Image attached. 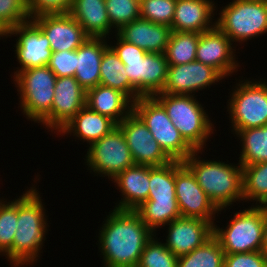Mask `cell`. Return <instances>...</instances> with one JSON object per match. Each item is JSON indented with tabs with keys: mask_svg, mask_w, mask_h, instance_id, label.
I'll list each match as a JSON object with an SVG mask.
<instances>
[{
	"mask_svg": "<svg viewBox=\"0 0 267 267\" xmlns=\"http://www.w3.org/2000/svg\"><path fill=\"white\" fill-rule=\"evenodd\" d=\"M264 206L252 205L234 214L225 229L214 224L213 235L225 254L262 250Z\"/></svg>",
	"mask_w": 267,
	"mask_h": 267,
	"instance_id": "obj_8",
	"label": "cell"
},
{
	"mask_svg": "<svg viewBox=\"0 0 267 267\" xmlns=\"http://www.w3.org/2000/svg\"><path fill=\"white\" fill-rule=\"evenodd\" d=\"M69 14L89 37L106 38L112 30L105 0H74Z\"/></svg>",
	"mask_w": 267,
	"mask_h": 267,
	"instance_id": "obj_25",
	"label": "cell"
},
{
	"mask_svg": "<svg viewBox=\"0 0 267 267\" xmlns=\"http://www.w3.org/2000/svg\"><path fill=\"white\" fill-rule=\"evenodd\" d=\"M108 47L105 38L89 37L76 49L74 78L85 91L100 84V64L102 55Z\"/></svg>",
	"mask_w": 267,
	"mask_h": 267,
	"instance_id": "obj_22",
	"label": "cell"
},
{
	"mask_svg": "<svg viewBox=\"0 0 267 267\" xmlns=\"http://www.w3.org/2000/svg\"><path fill=\"white\" fill-rule=\"evenodd\" d=\"M153 97L164 107L184 140L194 150L203 152L209 135L214 131V125L196 96L160 92Z\"/></svg>",
	"mask_w": 267,
	"mask_h": 267,
	"instance_id": "obj_4",
	"label": "cell"
},
{
	"mask_svg": "<svg viewBox=\"0 0 267 267\" xmlns=\"http://www.w3.org/2000/svg\"><path fill=\"white\" fill-rule=\"evenodd\" d=\"M113 211V212H112ZM99 229L105 267H137L145 244L154 233L134 210L113 209Z\"/></svg>",
	"mask_w": 267,
	"mask_h": 267,
	"instance_id": "obj_1",
	"label": "cell"
},
{
	"mask_svg": "<svg viewBox=\"0 0 267 267\" xmlns=\"http://www.w3.org/2000/svg\"><path fill=\"white\" fill-rule=\"evenodd\" d=\"M224 267H267V257L262 251L225 254Z\"/></svg>",
	"mask_w": 267,
	"mask_h": 267,
	"instance_id": "obj_42",
	"label": "cell"
},
{
	"mask_svg": "<svg viewBox=\"0 0 267 267\" xmlns=\"http://www.w3.org/2000/svg\"><path fill=\"white\" fill-rule=\"evenodd\" d=\"M242 149L239 164L247 166L267 161V125L239 130Z\"/></svg>",
	"mask_w": 267,
	"mask_h": 267,
	"instance_id": "obj_28",
	"label": "cell"
},
{
	"mask_svg": "<svg viewBox=\"0 0 267 267\" xmlns=\"http://www.w3.org/2000/svg\"><path fill=\"white\" fill-rule=\"evenodd\" d=\"M150 188L146 201H177L175 193V160L164 166H150Z\"/></svg>",
	"mask_w": 267,
	"mask_h": 267,
	"instance_id": "obj_33",
	"label": "cell"
},
{
	"mask_svg": "<svg viewBox=\"0 0 267 267\" xmlns=\"http://www.w3.org/2000/svg\"><path fill=\"white\" fill-rule=\"evenodd\" d=\"M213 2L212 0H177L171 30L202 33L213 29L215 21L212 20L216 10Z\"/></svg>",
	"mask_w": 267,
	"mask_h": 267,
	"instance_id": "obj_19",
	"label": "cell"
},
{
	"mask_svg": "<svg viewBox=\"0 0 267 267\" xmlns=\"http://www.w3.org/2000/svg\"><path fill=\"white\" fill-rule=\"evenodd\" d=\"M154 237L145 244L137 267H177L179 257Z\"/></svg>",
	"mask_w": 267,
	"mask_h": 267,
	"instance_id": "obj_36",
	"label": "cell"
},
{
	"mask_svg": "<svg viewBox=\"0 0 267 267\" xmlns=\"http://www.w3.org/2000/svg\"><path fill=\"white\" fill-rule=\"evenodd\" d=\"M118 126L124 134L135 164L158 167L173 161L133 111Z\"/></svg>",
	"mask_w": 267,
	"mask_h": 267,
	"instance_id": "obj_12",
	"label": "cell"
},
{
	"mask_svg": "<svg viewBox=\"0 0 267 267\" xmlns=\"http://www.w3.org/2000/svg\"><path fill=\"white\" fill-rule=\"evenodd\" d=\"M175 193L181 217L214 222L219 209L199 186L192 171L178 160H175Z\"/></svg>",
	"mask_w": 267,
	"mask_h": 267,
	"instance_id": "obj_11",
	"label": "cell"
},
{
	"mask_svg": "<svg viewBox=\"0 0 267 267\" xmlns=\"http://www.w3.org/2000/svg\"><path fill=\"white\" fill-rule=\"evenodd\" d=\"M232 44L228 36L216 26L202 32L196 50V61L214 68L223 78L231 76L239 67L235 60V46H231Z\"/></svg>",
	"mask_w": 267,
	"mask_h": 267,
	"instance_id": "obj_15",
	"label": "cell"
},
{
	"mask_svg": "<svg viewBox=\"0 0 267 267\" xmlns=\"http://www.w3.org/2000/svg\"><path fill=\"white\" fill-rule=\"evenodd\" d=\"M100 84L119 90L124 93L134 103L142 97L130 84L125 65L118 55L109 46L102 55L100 64Z\"/></svg>",
	"mask_w": 267,
	"mask_h": 267,
	"instance_id": "obj_26",
	"label": "cell"
},
{
	"mask_svg": "<svg viewBox=\"0 0 267 267\" xmlns=\"http://www.w3.org/2000/svg\"><path fill=\"white\" fill-rule=\"evenodd\" d=\"M200 33L172 31L165 50L168 65H182L196 61Z\"/></svg>",
	"mask_w": 267,
	"mask_h": 267,
	"instance_id": "obj_29",
	"label": "cell"
},
{
	"mask_svg": "<svg viewBox=\"0 0 267 267\" xmlns=\"http://www.w3.org/2000/svg\"><path fill=\"white\" fill-rule=\"evenodd\" d=\"M110 24L118 31L122 26L141 18L140 0H105Z\"/></svg>",
	"mask_w": 267,
	"mask_h": 267,
	"instance_id": "obj_37",
	"label": "cell"
},
{
	"mask_svg": "<svg viewBox=\"0 0 267 267\" xmlns=\"http://www.w3.org/2000/svg\"><path fill=\"white\" fill-rule=\"evenodd\" d=\"M243 202L256 201V206H267V161L242 166Z\"/></svg>",
	"mask_w": 267,
	"mask_h": 267,
	"instance_id": "obj_30",
	"label": "cell"
},
{
	"mask_svg": "<svg viewBox=\"0 0 267 267\" xmlns=\"http://www.w3.org/2000/svg\"><path fill=\"white\" fill-rule=\"evenodd\" d=\"M135 211L154 234L156 228H161L181 217L177 201H145Z\"/></svg>",
	"mask_w": 267,
	"mask_h": 267,
	"instance_id": "obj_31",
	"label": "cell"
},
{
	"mask_svg": "<svg viewBox=\"0 0 267 267\" xmlns=\"http://www.w3.org/2000/svg\"><path fill=\"white\" fill-rule=\"evenodd\" d=\"M47 66L57 77H74L76 70V50L52 52Z\"/></svg>",
	"mask_w": 267,
	"mask_h": 267,
	"instance_id": "obj_41",
	"label": "cell"
},
{
	"mask_svg": "<svg viewBox=\"0 0 267 267\" xmlns=\"http://www.w3.org/2000/svg\"><path fill=\"white\" fill-rule=\"evenodd\" d=\"M168 62L164 53L145 55L144 97H153L163 91L167 81Z\"/></svg>",
	"mask_w": 267,
	"mask_h": 267,
	"instance_id": "obj_34",
	"label": "cell"
},
{
	"mask_svg": "<svg viewBox=\"0 0 267 267\" xmlns=\"http://www.w3.org/2000/svg\"><path fill=\"white\" fill-rule=\"evenodd\" d=\"M19 35L15 44V54L21 65L14 76L22 70L33 67H43L49 64L52 49L49 39L41 29L32 21L19 24L8 31V36Z\"/></svg>",
	"mask_w": 267,
	"mask_h": 267,
	"instance_id": "obj_13",
	"label": "cell"
},
{
	"mask_svg": "<svg viewBox=\"0 0 267 267\" xmlns=\"http://www.w3.org/2000/svg\"><path fill=\"white\" fill-rule=\"evenodd\" d=\"M215 20L231 42H245L267 32V0H233Z\"/></svg>",
	"mask_w": 267,
	"mask_h": 267,
	"instance_id": "obj_6",
	"label": "cell"
},
{
	"mask_svg": "<svg viewBox=\"0 0 267 267\" xmlns=\"http://www.w3.org/2000/svg\"><path fill=\"white\" fill-rule=\"evenodd\" d=\"M8 35V30L0 23V38L1 37H7Z\"/></svg>",
	"mask_w": 267,
	"mask_h": 267,
	"instance_id": "obj_44",
	"label": "cell"
},
{
	"mask_svg": "<svg viewBox=\"0 0 267 267\" xmlns=\"http://www.w3.org/2000/svg\"><path fill=\"white\" fill-rule=\"evenodd\" d=\"M133 112L143 121L163 151L172 159L184 161L195 150L184 140L164 107L154 97H140Z\"/></svg>",
	"mask_w": 267,
	"mask_h": 267,
	"instance_id": "obj_7",
	"label": "cell"
},
{
	"mask_svg": "<svg viewBox=\"0 0 267 267\" xmlns=\"http://www.w3.org/2000/svg\"><path fill=\"white\" fill-rule=\"evenodd\" d=\"M47 36L52 52L78 49L89 36L69 14H45L31 19Z\"/></svg>",
	"mask_w": 267,
	"mask_h": 267,
	"instance_id": "obj_17",
	"label": "cell"
},
{
	"mask_svg": "<svg viewBox=\"0 0 267 267\" xmlns=\"http://www.w3.org/2000/svg\"><path fill=\"white\" fill-rule=\"evenodd\" d=\"M225 253L213 235L202 246L178 258L177 267H224Z\"/></svg>",
	"mask_w": 267,
	"mask_h": 267,
	"instance_id": "obj_32",
	"label": "cell"
},
{
	"mask_svg": "<svg viewBox=\"0 0 267 267\" xmlns=\"http://www.w3.org/2000/svg\"><path fill=\"white\" fill-rule=\"evenodd\" d=\"M234 90L227 105L232 131L267 125V82L244 79Z\"/></svg>",
	"mask_w": 267,
	"mask_h": 267,
	"instance_id": "obj_9",
	"label": "cell"
},
{
	"mask_svg": "<svg viewBox=\"0 0 267 267\" xmlns=\"http://www.w3.org/2000/svg\"><path fill=\"white\" fill-rule=\"evenodd\" d=\"M54 92L50 115L41 124L58 132L86 105V91L74 77L65 76L57 77Z\"/></svg>",
	"mask_w": 267,
	"mask_h": 267,
	"instance_id": "obj_14",
	"label": "cell"
},
{
	"mask_svg": "<svg viewBox=\"0 0 267 267\" xmlns=\"http://www.w3.org/2000/svg\"><path fill=\"white\" fill-rule=\"evenodd\" d=\"M45 208L40 194L31 187L18 198L17 230L13 239V267L33 264L47 232Z\"/></svg>",
	"mask_w": 267,
	"mask_h": 267,
	"instance_id": "obj_3",
	"label": "cell"
},
{
	"mask_svg": "<svg viewBox=\"0 0 267 267\" xmlns=\"http://www.w3.org/2000/svg\"><path fill=\"white\" fill-rule=\"evenodd\" d=\"M14 79L22 113L28 120L42 123L50 115L57 76L43 66L19 71Z\"/></svg>",
	"mask_w": 267,
	"mask_h": 267,
	"instance_id": "obj_5",
	"label": "cell"
},
{
	"mask_svg": "<svg viewBox=\"0 0 267 267\" xmlns=\"http://www.w3.org/2000/svg\"><path fill=\"white\" fill-rule=\"evenodd\" d=\"M86 162L89 170L114 179L135 164L121 128L117 125L107 135L90 144Z\"/></svg>",
	"mask_w": 267,
	"mask_h": 267,
	"instance_id": "obj_10",
	"label": "cell"
},
{
	"mask_svg": "<svg viewBox=\"0 0 267 267\" xmlns=\"http://www.w3.org/2000/svg\"><path fill=\"white\" fill-rule=\"evenodd\" d=\"M116 39V45L112 46L109 44V46L125 65V72L127 73L130 84L144 97V69L145 55L147 52L134 44L122 40L117 34Z\"/></svg>",
	"mask_w": 267,
	"mask_h": 267,
	"instance_id": "obj_27",
	"label": "cell"
},
{
	"mask_svg": "<svg viewBox=\"0 0 267 267\" xmlns=\"http://www.w3.org/2000/svg\"><path fill=\"white\" fill-rule=\"evenodd\" d=\"M150 166L134 164L119 173L113 180L116 189L122 193L119 204L115 209L136 210L148 200L150 188Z\"/></svg>",
	"mask_w": 267,
	"mask_h": 267,
	"instance_id": "obj_21",
	"label": "cell"
},
{
	"mask_svg": "<svg viewBox=\"0 0 267 267\" xmlns=\"http://www.w3.org/2000/svg\"><path fill=\"white\" fill-rule=\"evenodd\" d=\"M177 0H140L142 19L171 27Z\"/></svg>",
	"mask_w": 267,
	"mask_h": 267,
	"instance_id": "obj_38",
	"label": "cell"
},
{
	"mask_svg": "<svg viewBox=\"0 0 267 267\" xmlns=\"http://www.w3.org/2000/svg\"><path fill=\"white\" fill-rule=\"evenodd\" d=\"M199 152L201 150H195L183 163L219 211L231 206L232 202L243 201L242 166L239 163L232 166L220 160H200L201 157H196Z\"/></svg>",
	"mask_w": 267,
	"mask_h": 267,
	"instance_id": "obj_2",
	"label": "cell"
},
{
	"mask_svg": "<svg viewBox=\"0 0 267 267\" xmlns=\"http://www.w3.org/2000/svg\"><path fill=\"white\" fill-rule=\"evenodd\" d=\"M2 201L0 199V255L1 253L6 255L10 264H13V239L17 230L18 198L9 202Z\"/></svg>",
	"mask_w": 267,
	"mask_h": 267,
	"instance_id": "obj_35",
	"label": "cell"
},
{
	"mask_svg": "<svg viewBox=\"0 0 267 267\" xmlns=\"http://www.w3.org/2000/svg\"><path fill=\"white\" fill-rule=\"evenodd\" d=\"M29 20L26 0H0V23L8 31Z\"/></svg>",
	"mask_w": 267,
	"mask_h": 267,
	"instance_id": "obj_39",
	"label": "cell"
},
{
	"mask_svg": "<svg viewBox=\"0 0 267 267\" xmlns=\"http://www.w3.org/2000/svg\"><path fill=\"white\" fill-rule=\"evenodd\" d=\"M117 35L124 41L134 44L150 53H165L171 28L139 18L122 26Z\"/></svg>",
	"mask_w": 267,
	"mask_h": 267,
	"instance_id": "obj_20",
	"label": "cell"
},
{
	"mask_svg": "<svg viewBox=\"0 0 267 267\" xmlns=\"http://www.w3.org/2000/svg\"><path fill=\"white\" fill-rule=\"evenodd\" d=\"M117 124L109 117L96 113L86 105L59 131L58 134H71L91 144L107 135Z\"/></svg>",
	"mask_w": 267,
	"mask_h": 267,
	"instance_id": "obj_24",
	"label": "cell"
},
{
	"mask_svg": "<svg viewBox=\"0 0 267 267\" xmlns=\"http://www.w3.org/2000/svg\"><path fill=\"white\" fill-rule=\"evenodd\" d=\"M86 106L117 125L133 111V102L124 93L101 84L86 91Z\"/></svg>",
	"mask_w": 267,
	"mask_h": 267,
	"instance_id": "obj_23",
	"label": "cell"
},
{
	"mask_svg": "<svg viewBox=\"0 0 267 267\" xmlns=\"http://www.w3.org/2000/svg\"><path fill=\"white\" fill-rule=\"evenodd\" d=\"M261 251L267 257V206H264L263 243Z\"/></svg>",
	"mask_w": 267,
	"mask_h": 267,
	"instance_id": "obj_43",
	"label": "cell"
},
{
	"mask_svg": "<svg viewBox=\"0 0 267 267\" xmlns=\"http://www.w3.org/2000/svg\"><path fill=\"white\" fill-rule=\"evenodd\" d=\"M167 225L164 244L177 257L202 246L213 236L214 222L200 218L179 217Z\"/></svg>",
	"mask_w": 267,
	"mask_h": 267,
	"instance_id": "obj_18",
	"label": "cell"
},
{
	"mask_svg": "<svg viewBox=\"0 0 267 267\" xmlns=\"http://www.w3.org/2000/svg\"><path fill=\"white\" fill-rule=\"evenodd\" d=\"M224 79L214 68L199 61L182 65H168L167 81L161 93L193 95L199 90L210 88Z\"/></svg>",
	"mask_w": 267,
	"mask_h": 267,
	"instance_id": "obj_16",
	"label": "cell"
},
{
	"mask_svg": "<svg viewBox=\"0 0 267 267\" xmlns=\"http://www.w3.org/2000/svg\"><path fill=\"white\" fill-rule=\"evenodd\" d=\"M74 0H26L30 19L45 14L69 13Z\"/></svg>",
	"mask_w": 267,
	"mask_h": 267,
	"instance_id": "obj_40",
	"label": "cell"
}]
</instances>
